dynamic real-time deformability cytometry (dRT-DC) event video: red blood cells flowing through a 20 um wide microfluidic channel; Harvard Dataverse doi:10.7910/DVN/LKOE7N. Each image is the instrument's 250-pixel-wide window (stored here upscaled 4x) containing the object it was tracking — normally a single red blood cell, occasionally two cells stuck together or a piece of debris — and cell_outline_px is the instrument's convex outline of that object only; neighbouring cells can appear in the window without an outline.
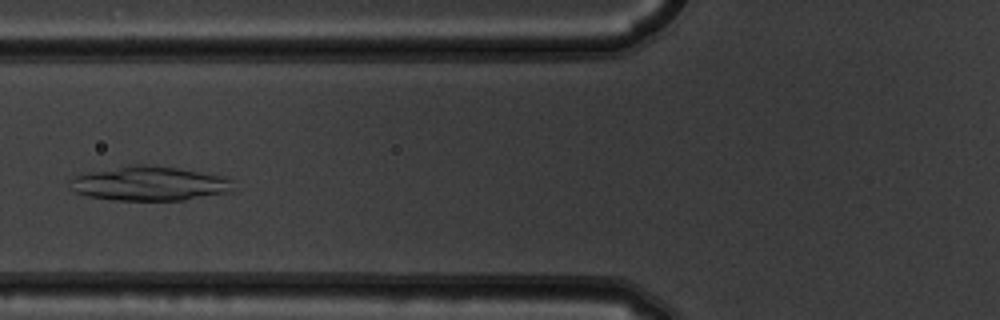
{"species": "common noctule bat (a hibernating species)", "species_latin": "Nyctalus noctula", "temperature_condition": "warm", "stored_images_in_passage": 9, "camera_frame_rate_fps": 3000, "um_per_image_px": 0.085, "animal": {"sex": "male", "body_mass_g": 19.5, "forearm_length_mm": 54.6}, "frame": {"image": 1, "passage_image": 6, "time_ms": 1.667, "image_size_px": [1000, 320], "cell_outline_px": [[232, 192], [184, 200], [112, 200], [88, 196], [72, 192], [68, 188], [68, 180], [72, 176], [128, 164], [144, 164], [176, 168], [228, 176], [232, 180]], "centroid_in_image_um": [12.67, 15.6], "position_along_channel_um": 113.1, "area_um2": 33.23}}
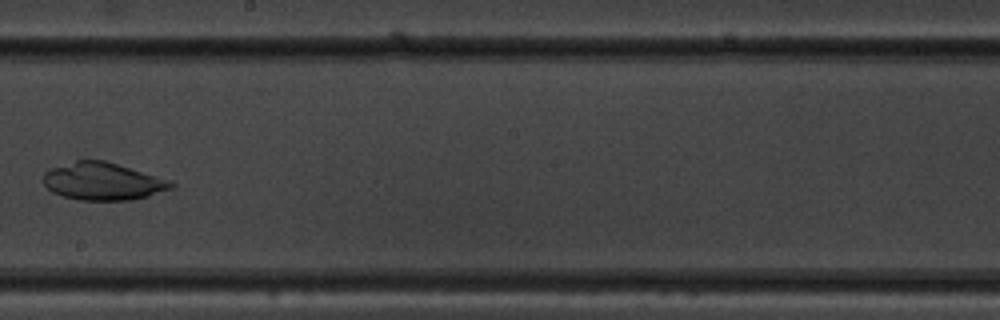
{"frame": {"image": 2, "passage_image": 9, "time_ms": 2.667, "image_size_px": [1000, 320], "cell_outline_px": [[176, 184], [172, 188], [148, 196], [132, 200], [80, 200], [64, 196], [52, 192], [44, 184], [44, 172], [52, 168], [76, 160], [104, 160], [172, 180]], "centroid_in_image_um": [8.77, 15.42], "position_along_channel_um": 239.4, "area_um2": 27.86}}